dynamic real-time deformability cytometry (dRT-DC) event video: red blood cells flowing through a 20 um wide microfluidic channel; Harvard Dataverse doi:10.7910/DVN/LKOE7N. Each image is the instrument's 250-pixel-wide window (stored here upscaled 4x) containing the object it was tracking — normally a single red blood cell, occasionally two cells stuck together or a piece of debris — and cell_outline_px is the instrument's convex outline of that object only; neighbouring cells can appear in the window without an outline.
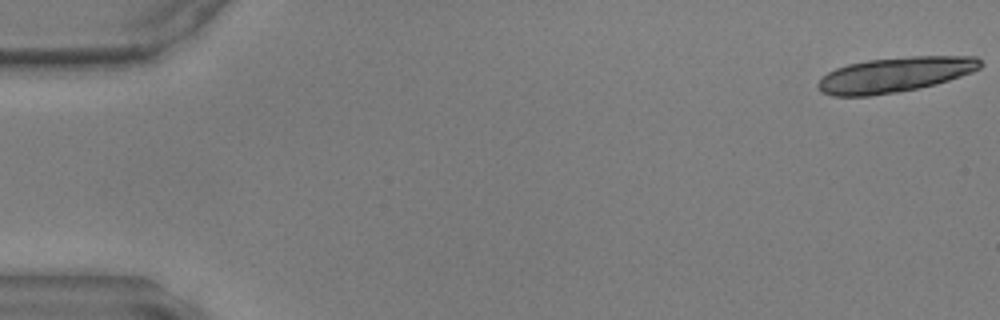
{"species": "common noctule bat (a hibernating species)", "species_latin": "Nyctalus noctula", "temperature_condition": "warm", "stored_images_in_passage": 22, "camera_frame_rate_fps": 3000, "um_per_image_px": 0.085, "animal": {"sex": "male", "body_mass_g": 17.9, "forearm_length_mm": 54.2}, "frame": {"image": 1, "passage_image": 1, "time_ms": 0.0, "image_size_px": [1000, 320], "cell_outline_px": [[984, 64], [980, 68], [972, 72], [936, 84], [920, 88], [896, 92], [868, 96], [832, 96], [820, 92], [816, 84], [828, 72], [836, 68], [848, 64], [868, 60], [908, 56], [976, 56]], "centroid_in_image_um": [76.07, 6.35], "position_along_channel_um": 8.9, "area_um2": 33.23}}